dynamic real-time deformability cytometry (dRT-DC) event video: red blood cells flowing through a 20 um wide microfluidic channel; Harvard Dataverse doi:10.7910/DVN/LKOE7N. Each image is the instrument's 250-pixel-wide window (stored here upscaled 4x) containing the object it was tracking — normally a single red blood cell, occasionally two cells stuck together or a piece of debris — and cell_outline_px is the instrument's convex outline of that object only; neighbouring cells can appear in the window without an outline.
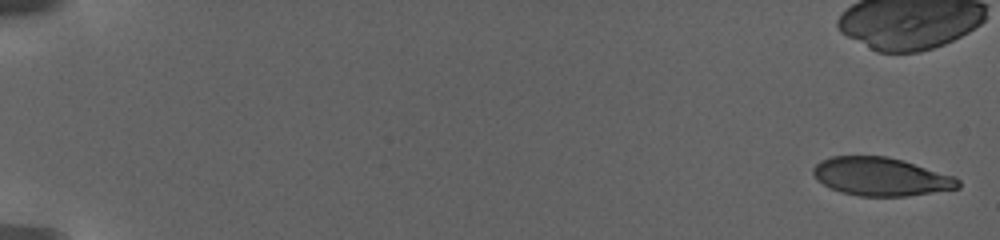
{"species": "human", "species_latin": "Homo sapiens", "temperature_condition": "warm", "stored_images_in_passage": 19, "camera_frame_rate_fps": 3000, "um_per_image_px": 0.085, "donor": {"sex": "female"}, "frame": {"image": 1, "passage_image": 1, "time_ms": 0.0, "image_size_px": [1000, 240], "cell_outline_px": [[960, 188], [908, 196], [860, 196], [840, 192], [816, 180], [812, 172], [812, 168], [820, 160], [832, 156], [888, 156], [904, 160], [956, 176], [960, 180]], "centroid_in_image_um": [74.9, 15.01], "position_along_channel_um": 10.1, "area_um2": 32.66}}